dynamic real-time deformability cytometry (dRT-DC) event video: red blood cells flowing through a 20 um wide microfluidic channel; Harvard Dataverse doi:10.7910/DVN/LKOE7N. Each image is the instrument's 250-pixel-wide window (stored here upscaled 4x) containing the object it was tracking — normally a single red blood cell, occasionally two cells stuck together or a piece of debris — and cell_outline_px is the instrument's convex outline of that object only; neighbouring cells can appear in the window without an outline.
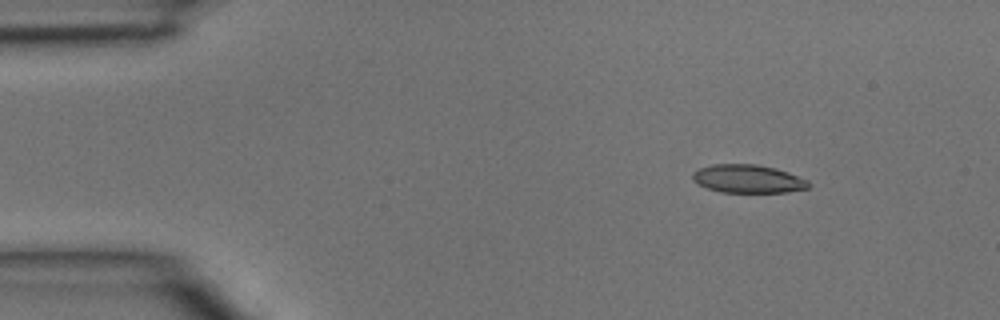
{"species": "common noctule bat (a hibernating species)", "species_latin": "Nyctalus noctula", "temperature_condition": "room temperature", "stored_images_in_passage": 3, "camera_frame_rate_fps": 3000, "um_per_image_px": 0.085, "animal": {"sex": "male", "body_mass_g": 15.6}, "frame": {"image": 1, "passage_image": 1, "time_ms": 0.0, "image_size_px": [1000, 320], "cell_outline_px": [[812, 184], [808, 188], [788, 192], [720, 192], [708, 188], [692, 180], [692, 172], [700, 168], [712, 164], [756, 164], [776, 168], [788, 172], [808, 180]], "centroid_in_image_um": [63.6, 15.2], "position_along_channel_um": 21.4, "area_um2": 19.13}}
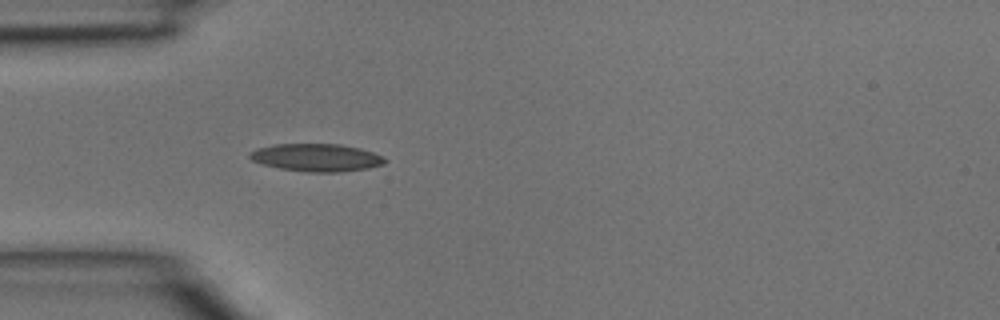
{"frame": {"image": 2, "passage_image": 3, "time_ms": 0.667, "image_size_px": [1000, 320], "cell_outline_px": [[388, 160], [384, 164], [368, 168], [340, 172], [308, 172], [280, 168], [264, 164], [252, 160], [248, 156], [248, 152], [256, 148], [272, 144], [340, 144], [360, 148], [384, 156]], "centroid_in_image_um": [26.9, 13.38], "position_along_channel_um": 58.1, "area_um2": 21.91}}